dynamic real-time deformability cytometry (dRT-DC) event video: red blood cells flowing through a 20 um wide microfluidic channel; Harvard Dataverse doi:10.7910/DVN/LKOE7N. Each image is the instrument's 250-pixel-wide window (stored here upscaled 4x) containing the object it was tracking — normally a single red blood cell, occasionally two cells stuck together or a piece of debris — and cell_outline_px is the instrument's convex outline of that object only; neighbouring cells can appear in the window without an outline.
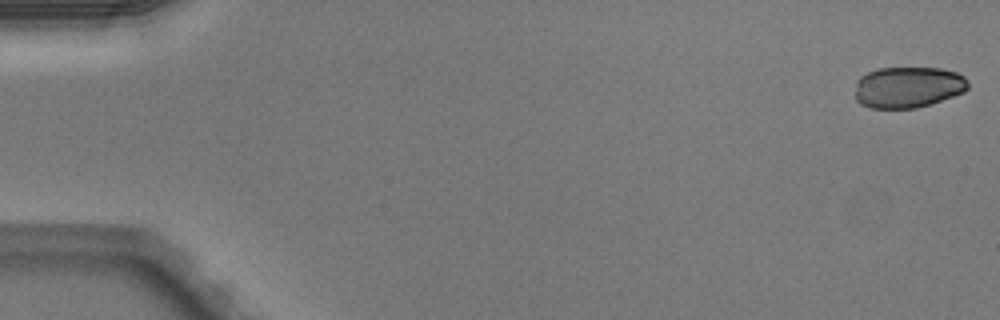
{"species": "Egyptian fruit bat (a non-hibernating species)", "species_latin": "Rousettus aegyptiacus", "temperature_condition": "warm", "stored_images_in_passage": 49, "camera_frame_rate_fps": 3000, "um_per_image_px": 0.085, "animal": {"sex": "male"}, "frame": {"image": 1, "passage_image": 1, "time_ms": 0.0, "image_size_px": [1000, 320], "cell_outline_px": [[968, 88], [964, 92], [916, 108], [872, 108], [860, 104], [856, 100], [856, 80], [860, 76], [868, 72], [880, 68], [940, 68], [956, 72], [964, 76], [968, 84]], "centroid_in_image_um": [77.16, 7.4], "position_along_channel_um": 7.8, "area_um2": 26.99}}
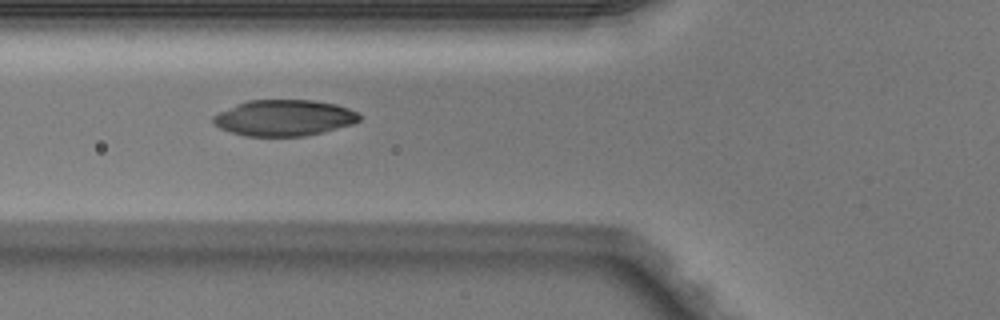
{"frame": {"image": 2, "passage_image": 19, "time_ms": 6.0, "image_size_px": [1000, 320], "cell_outline_px": [[360, 120], [352, 124], [304, 136], [244, 136], [220, 128], [212, 120], [212, 116], [236, 104], [248, 100], [312, 100], [336, 104], [348, 108], [356, 112], [360, 116]], "centroid_in_image_um": [24.13, 10.01], "position_along_channel_um": 101.7, "area_um2": 30.46}}
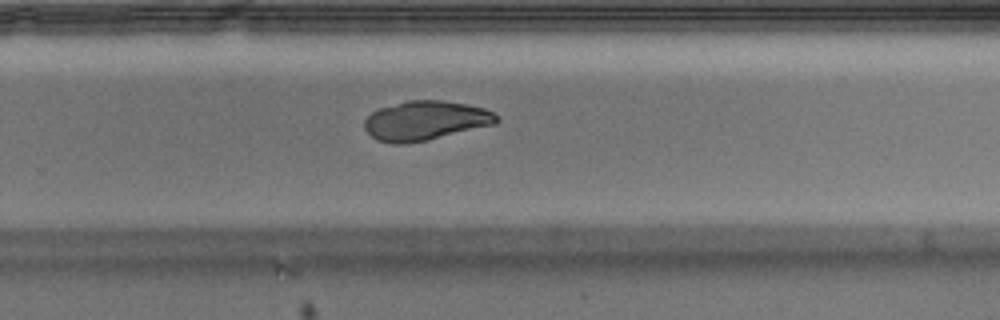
{"frame": {"image": 3, "passage_image": 33, "time_ms": 10.667, "image_size_px": [1000, 320], "cell_outline_px": [[500, 120], [496, 124], [428, 140], [404, 144], [392, 144], [376, 140], [364, 128], [364, 120], [372, 112], [380, 108], [408, 100], [444, 100], [468, 104], [484, 108], [500, 116]], "centroid_in_image_um": [36.19, 10.25], "position_along_channel_um": 293.6, "area_um2": 30.52}}